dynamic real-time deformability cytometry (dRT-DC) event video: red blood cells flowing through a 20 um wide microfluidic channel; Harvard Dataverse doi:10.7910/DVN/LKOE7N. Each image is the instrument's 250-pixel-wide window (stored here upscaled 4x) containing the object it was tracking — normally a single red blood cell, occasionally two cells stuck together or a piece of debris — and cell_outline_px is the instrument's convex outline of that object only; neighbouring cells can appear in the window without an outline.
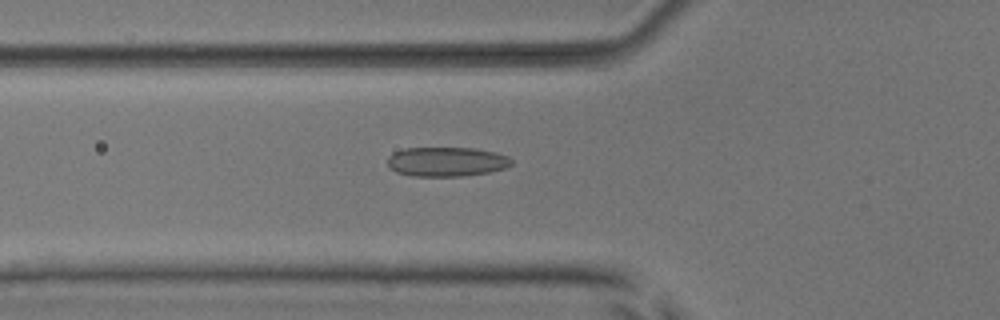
{"species": "common noctule bat (a hibernating species)", "species_latin": "Nyctalus noctula", "temperature_condition": "room temperature", "stored_images_in_passage": 36, "camera_frame_rate_fps": 3000, "um_per_image_px": 0.085, "animal": {"sex": "male", "body_mass_g": 17.9, "forearm_length_mm": 54.2}, "frame": {"image": 1, "passage_image": 3, "time_ms": 0.667, "image_size_px": [1000, 320], "cell_outline_px": [[512, 164], [504, 168], [488, 172], [460, 176], [412, 176], [396, 172], [388, 164], [388, 156], [392, 152], [404, 148], [472, 148], [496, 152], [508, 156], [512, 160]], "centroid_in_image_um": [37.94, 13.74], "position_along_channel_um": 87.9, "area_um2": 21.21}}
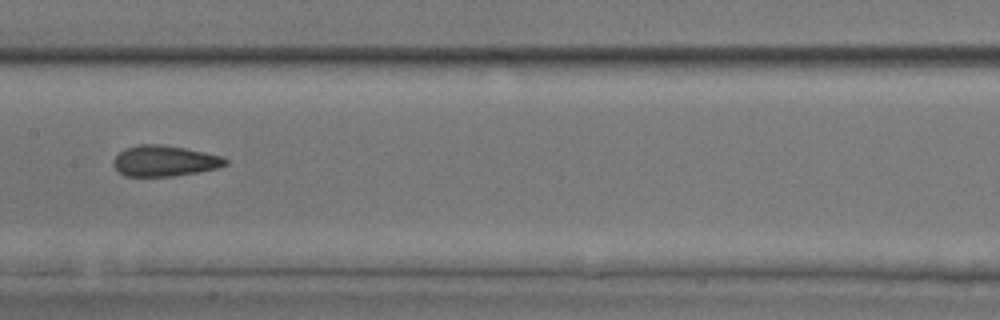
{"frame": {"image": 2, "passage_image": 11, "time_ms": 3.333, "image_size_px": [1000, 320], "cell_outline_px": [[228, 164], [216, 168], [176, 176], [124, 176], [112, 164], [112, 160], [124, 148], [136, 144], [160, 144], [184, 148], [204, 152], [220, 156], [228, 160]], "centroid_in_image_um": [13.95, 13.67], "position_along_channel_um": 193.5, "area_um2": 20.06}}
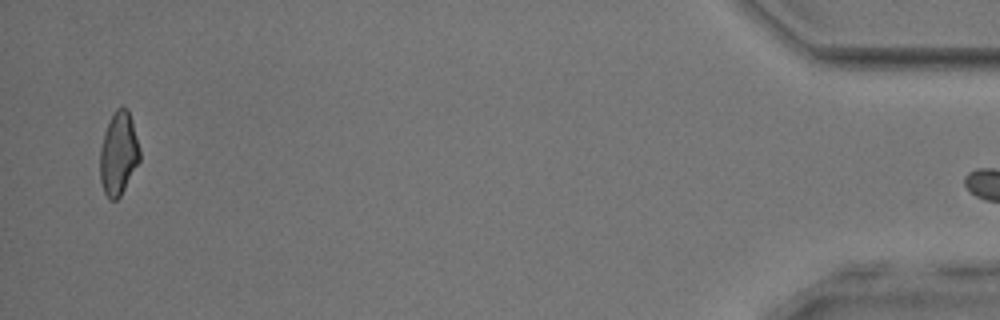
{"frame": {"image": 3, "passage_image": 35, "time_ms": 11.333, "image_size_px": [1000, 320], "cell_outline_px": [[140, 160], [120, 196], [116, 200], [108, 200], [104, 192], [100, 180], [100, 148], [104, 132], [116, 108], [128, 108], [132, 120], [140, 148]], "centroid_in_image_um": [10.07, 13.07], "position_along_channel_um": 425.1, "area_um2": 19.19}}